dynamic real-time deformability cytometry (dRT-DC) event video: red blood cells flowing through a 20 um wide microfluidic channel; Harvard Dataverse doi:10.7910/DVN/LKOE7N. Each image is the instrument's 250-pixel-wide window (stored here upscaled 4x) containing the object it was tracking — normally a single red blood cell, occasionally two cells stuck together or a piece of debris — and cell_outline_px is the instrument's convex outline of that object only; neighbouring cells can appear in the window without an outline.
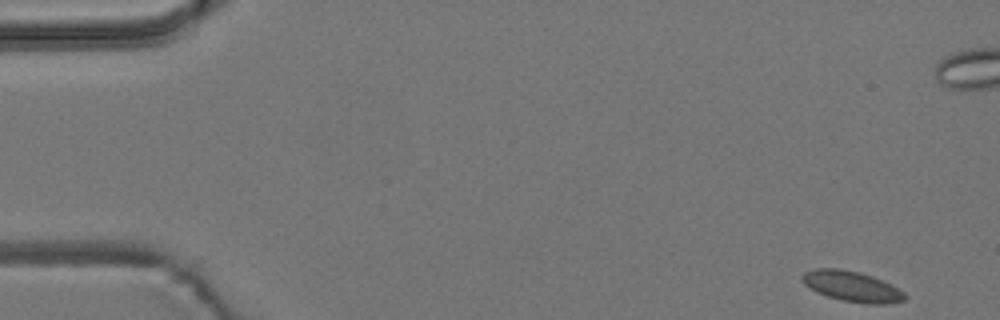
{"species": "common noctule bat (a hibernating species)", "species_latin": "Nyctalus noctula", "temperature_condition": "room temperature", "stored_images_in_passage": 58, "camera_frame_rate_fps": 3000, "um_per_image_px": 0.085, "animal": {"sex": "male", "body_mass_g": 19.2, "forearm_length_mm": 51.8}, "frame": {"image": 1, "passage_image": 1, "time_ms": 0.0, "image_size_px": [1000, 320], "cell_outline_px": [[908, 296], [904, 300], [888, 304], [864, 304], [840, 300], [816, 292], [804, 284], [800, 276], [804, 272], [816, 268], [840, 268], [860, 272], [872, 276], [904, 292]], "centroid_in_image_um": [72.38, 24.34], "position_along_channel_um": 12.6, "area_um2": 18.26}}
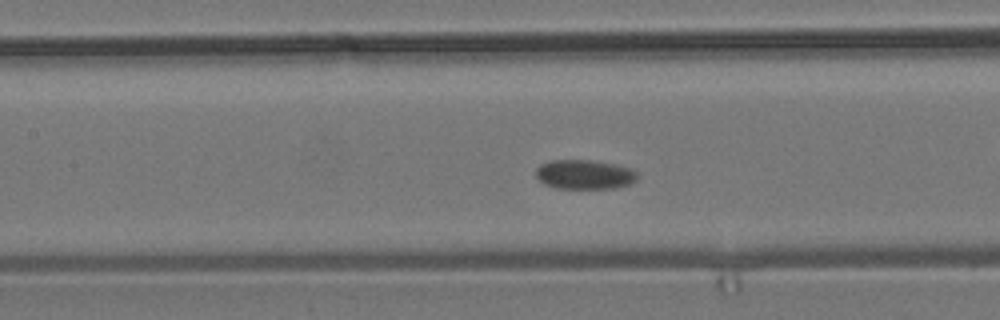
{"frame": {"image": 2, "passage_image": 25, "time_ms": 8.0, "image_size_px": [1000, 320], "cell_outline_px": [[640, 176], [632, 184], [612, 188], [556, 188], [544, 184], [536, 176], [536, 168], [540, 164], [552, 160], [592, 160], [616, 164], [632, 168]], "centroid_in_image_um": [49.72, 14.82], "position_along_channel_um": 157.7, "area_um2": 17.57}, "authors_computed_cell_mechanics": {"area_um2": 17.918, "velocity_mm_per_s": 3.4709, "shape_relaxation_time_tau1_ms": 0.8326, "shape_relaxation_time_tau2_ms": null, "deformation_change_tau1": 0.0548, "deformation_change_tau2": null}}